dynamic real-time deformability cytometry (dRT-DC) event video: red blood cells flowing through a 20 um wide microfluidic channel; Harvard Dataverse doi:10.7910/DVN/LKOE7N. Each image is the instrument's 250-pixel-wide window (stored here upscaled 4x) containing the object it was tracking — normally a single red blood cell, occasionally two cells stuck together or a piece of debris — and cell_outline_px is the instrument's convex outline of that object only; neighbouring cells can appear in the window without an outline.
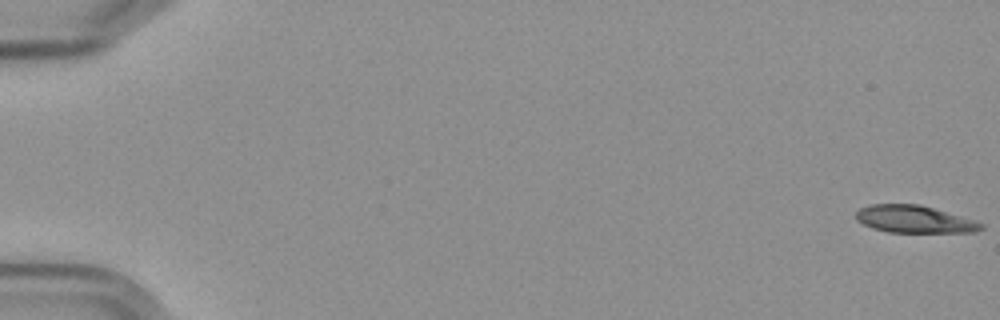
{"species": "Egyptian fruit bat (a non-hibernating species)", "species_latin": "Rousettus aegyptiacus", "temperature_condition": "cold", "stored_images_in_passage": 58, "camera_frame_rate_fps": 3000, "um_per_image_px": 0.085, "frame": {"image": 1, "passage_image": 1, "time_ms": 0.0, "image_size_px": [1000, 320], "cell_outline_px": [[984, 228], [976, 232], [888, 232], [872, 228], [856, 220], [856, 212], [860, 208], [868, 204], [920, 204], [976, 220], [984, 224]], "centroid_in_image_um": [77.73, 18.63], "position_along_channel_um": 7.3, "area_um2": 20.06}}
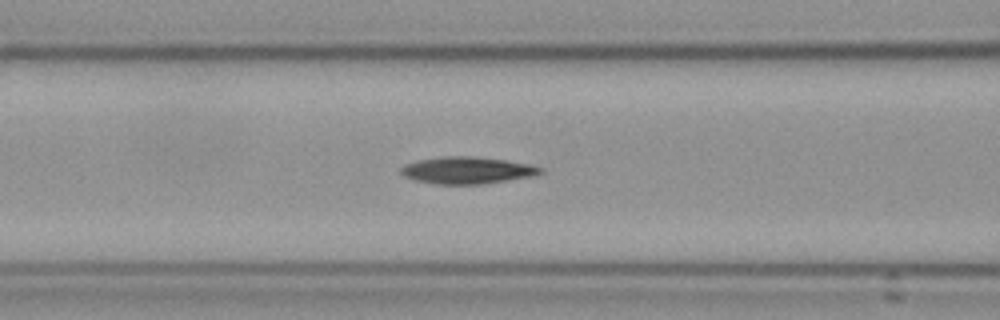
{"frame": {"image": 2, "passage_image": 25, "time_ms": 8.0, "image_size_px": [1000, 320], "cell_outline_px": [[544, 172], [532, 176], [480, 184], [436, 184], [416, 180], [404, 176], [400, 172], [400, 168], [404, 164], [420, 160], [444, 156], [472, 156], [504, 160], [544, 168]], "centroid_in_image_um": [39.67, 14.47], "position_along_channel_um": 126.9, "area_um2": 21.56}}
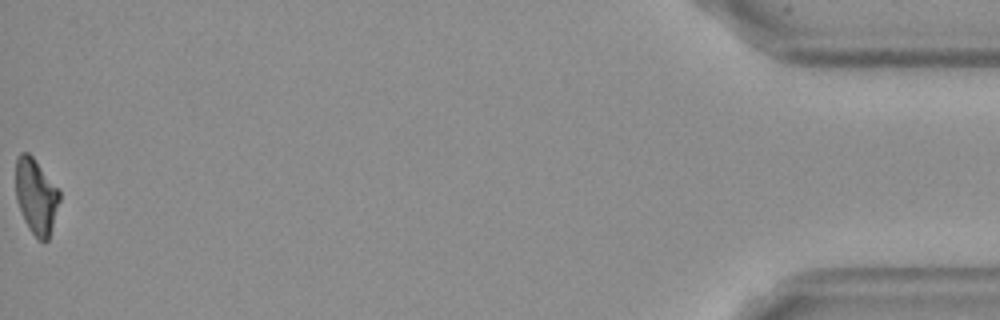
{"frame": {"image": 3, "passage_image": 58, "time_ms": 19.0, "image_size_px": [1000, 320], "cell_outline_px": [[60, 200], [48, 240], [44, 244], [28, 228], [24, 220], [16, 200], [16, 156], [20, 152], [28, 152], [32, 156], [60, 188]], "centroid_in_image_um": [3.07, 16.66], "position_along_channel_um": 432.1, "area_um2": 19.48}, "authors_computed_cell_mechanics": {"area_um2": 20.9236, "velocity_mm_per_s": 3.6165, "shape_relaxation_time_tau1_ms": 7.5762, "shape_relaxation_time_tau2_ms": null, "deformation_change_tau1": 0.172, "deformation_change_tau2": null}}